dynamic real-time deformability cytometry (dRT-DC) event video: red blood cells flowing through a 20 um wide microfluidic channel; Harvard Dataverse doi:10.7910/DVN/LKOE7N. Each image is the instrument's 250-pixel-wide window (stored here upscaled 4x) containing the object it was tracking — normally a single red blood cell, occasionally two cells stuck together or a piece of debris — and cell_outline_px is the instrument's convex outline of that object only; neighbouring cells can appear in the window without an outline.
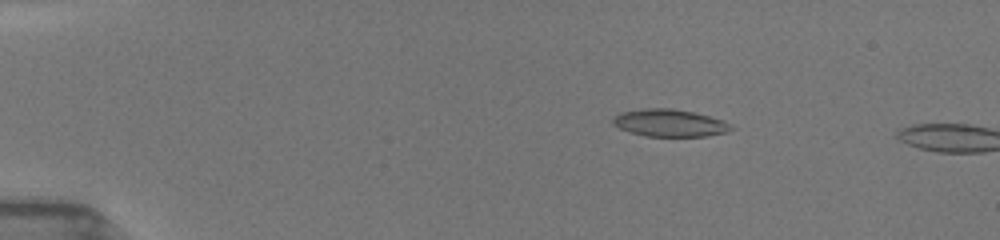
{"species": "common noctule bat (a hibernating species)", "species_latin": "Nyctalus noctula", "temperature_condition": "room temperature", "stored_images_in_passage": 6, "camera_frame_rate_fps": 3000, "um_per_image_px": 0.085, "animal": {"sex": "female", "body_mass_g": 19.5, "forearm_length_mm": 54.1}, "frame": {"image": 1, "passage_image": 5, "time_ms": 3.0, "image_size_px": [1000, 240], "cell_outline_px": [[736, 128], [728, 132], [708, 136], [644, 136], [620, 128], [612, 124], [612, 120], [620, 112], [644, 108], [672, 108], [696, 112], [724, 120]], "centroid_in_image_um": [56.97, 10.44], "position_along_channel_um": 28.0, "area_um2": 19.02}}